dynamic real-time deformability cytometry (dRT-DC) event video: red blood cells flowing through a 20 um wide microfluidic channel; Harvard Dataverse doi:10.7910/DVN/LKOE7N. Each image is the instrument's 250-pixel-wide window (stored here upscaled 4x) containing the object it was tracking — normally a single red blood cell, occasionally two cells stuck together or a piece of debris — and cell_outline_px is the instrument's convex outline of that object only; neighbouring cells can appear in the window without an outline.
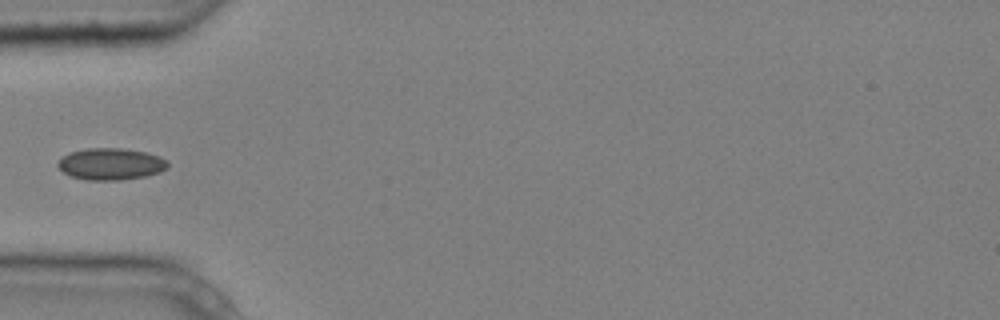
{"species": "common noctule bat (a hibernating species)", "species_latin": "Nyctalus noctula", "temperature_condition": "cold", "stored_images_in_passage": 5, "camera_frame_rate_fps": 3000, "um_per_image_px": 0.085, "animal": {"sex": "male", "body_mass_g": 20.4}, "frame": {"image": 1, "passage_image": 5, "time_ms": 1.333, "image_size_px": [1000, 320], "cell_outline_px": [[168, 168], [160, 172], [144, 176], [120, 180], [88, 180], [72, 176], [64, 172], [56, 164], [60, 156], [68, 152], [88, 148], [120, 148], [144, 152], [160, 156], [168, 160]], "centroid_in_image_um": [9.41, 13.93], "position_along_channel_um": 75.6, "area_um2": 20.4}}